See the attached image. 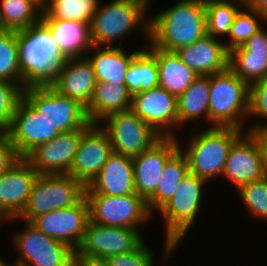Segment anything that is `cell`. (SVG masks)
<instances>
[{"label": "cell", "mask_w": 267, "mask_h": 266, "mask_svg": "<svg viewBox=\"0 0 267 266\" xmlns=\"http://www.w3.org/2000/svg\"><path fill=\"white\" fill-rule=\"evenodd\" d=\"M125 85L131 96L159 86L157 60L147 48L141 49L131 60L127 69Z\"/></svg>", "instance_id": "obj_31"}, {"label": "cell", "mask_w": 267, "mask_h": 266, "mask_svg": "<svg viewBox=\"0 0 267 266\" xmlns=\"http://www.w3.org/2000/svg\"><path fill=\"white\" fill-rule=\"evenodd\" d=\"M251 116L267 119V78L250 85L249 119ZM264 123L249 125V128L267 126L265 120Z\"/></svg>", "instance_id": "obj_39"}, {"label": "cell", "mask_w": 267, "mask_h": 266, "mask_svg": "<svg viewBox=\"0 0 267 266\" xmlns=\"http://www.w3.org/2000/svg\"><path fill=\"white\" fill-rule=\"evenodd\" d=\"M20 71L24 89L30 85L51 84L57 64L66 57L61 53L49 28L40 21L18 31Z\"/></svg>", "instance_id": "obj_2"}, {"label": "cell", "mask_w": 267, "mask_h": 266, "mask_svg": "<svg viewBox=\"0 0 267 266\" xmlns=\"http://www.w3.org/2000/svg\"><path fill=\"white\" fill-rule=\"evenodd\" d=\"M175 137H160L140 155L133 157L135 193L147 201L156 191L163 167L180 148Z\"/></svg>", "instance_id": "obj_18"}, {"label": "cell", "mask_w": 267, "mask_h": 266, "mask_svg": "<svg viewBox=\"0 0 267 266\" xmlns=\"http://www.w3.org/2000/svg\"><path fill=\"white\" fill-rule=\"evenodd\" d=\"M132 193H135L133 158L115 152L85 189V194L119 196Z\"/></svg>", "instance_id": "obj_22"}, {"label": "cell", "mask_w": 267, "mask_h": 266, "mask_svg": "<svg viewBox=\"0 0 267 266\" xmlns=\"http://www.w3.org/2000/svg\"><path fill=\"white\" fill-rule=\"evenodd\" d=\"M143 243L138 229L111 227L88 221L83 240L76 251L89 256L108 258L134 251Z\"/></svg>", "instance_id": "obj_14"}, {"label": "cell", "mask_w": 267, "mask_h": 266, "mask_svg": "<svg viewBox=\"0 0 267 266\" xmlns=\"http://www.w3.org/2000/svg\"><path fill=\"white\" fill-rule=\"evenodd\" d=\"M267 19L258 12L243 6L235 15L229 32V43L225 42L228 51L242 46L249 38L263 28L259 21Z\"/></svg>", "instance_id": "obj_36"}, {"label": "cell", "mask_w": 267, "mask_h": 266, "mask_svg": "<svg viewBox=\"0 0 267 266\" xmlns=\"http://www.w3.org/2000/svg\"><path fill=\"white\" fill-rule=\"evenodd\" d=\"M8 132L20 158H24L36 146L50 142L60 133L23 97L16 104Z\"/></svg>", "instance_id": "obj_15"}, {"label": "cell", "mask_w": 267, "mask_h": 266, "mask_svg": "<svg viewBox=\"0 0 267 266\" xmlns=\"http://www.w3.org/2000/svg\"><path fill=\"white\" fill-rule=\"evenodd\" d=\"M206 183V180L189 172L182 179L173 197L158 211L166 223L164 258L167 259L174 253L195 221L202 206V190Z\"/></svg>", "instance_id": "obj_6"}, {"label": "cell", "mask_w": 267, "mask_h": 266, "mask_svg": "<svg viewBox=\"0 0 267 266\" xmlns=\"http://www.w3.org/2000/svg\"><path fill=\"white\" fill-rule=\"evenodd\" d=\"M150 1L112 0L104 6H100L99 2L89 26L91 44L112 47L114 40H124L127 34L138 27L144 31L142 33L149 41L150 19L145 14Z\"/></svg>", "instance_id": "obj_3"}, {"label": "cell", "mask_w": 267, "mask_h": 266, "mask_svg": "<svg viewBox=\"0 0 267 266\" xmlns=\"http://www.w3.org/2000/svg\"><path fill=\"white\" fill-rule=\"evenodd\" d=\"M123 49L121 43L117 47L91 46L89 51L96 50V53L86 57L92 63L97 82H108L112 86L125 84L129 64L140 50L127 55Z\"/></svg>", "instance_id": "obj_24"}, {"label": "cell", "mask_w": 267, "mask_h": 266, "mask_svg": "<svg viewBox=\"0 0 267 266\" xmlns=\"http://www.w3.org/2000/svg\"><path fill=\"white\" fill-rule=\"evenodd\" d=\"M85 198L89 206V221L95 224L136 229L152 216L146 201L137 193L119 196L85 194Z\"/></svg>", "instance_id": "obj_9"}, {"label": "cell", "mask_w": 267, "mask_h": 266, "mask_svg": "<svg viewBox=\"0 0 267 266\" xmlns=\"http://www.w3.org/2000/svg\"><path fill=\"white\" fill-rule=\"evenodd\" d=\"M102 128L111 140L113 152L128 157L140 155L160 136L131 109L108 115Z\"/></svg>", "instance_id": "obj_11"}, {"label": "cell", "mask_w": 267, "mask_h": 266, "mask_svg": "<svg viewBox=\"0 0 267 266\" xmlns=\"http://www.w3.org/2000/svg\"><path fill=\"white\" fill-rule=\"evenodd\" d=\"M14 235L18 261L12 266H73L74 252L69 245L49 237L30 222Z\"/></svg>", "instance_id": "obj_10"}, {"label": "cell", "mask_w": 267, "mask_h": 266, "mask_svg": "<svg viewBox=\"0 0 267 266\" xmlns=\"http://www.w3.org/2000/svg\"><path fill=\"white\" fill-rule=\"evenodd\" d=\"M250 86L229 67L210 75L209 123L212 127L245 129L249 115Z\"/></svg>", "instance_id": "obj_4"}, {"label": "cell", "mask_w": 267, "mask_h": 266, "mask_svg": "<svg viewBox=\"0 0 267 266\" xmlns=\"http://www.w3.org/2000/svg\"><path fill=\"white\" fill-rule=\"evenodd\" d=\"M210 75H198L193 83L177 97L178 125L198 119L209 123Z\"/></svg>", "instance_id": "obj_29"}, {"label": "cell", "mask_w": 267, "mask_h": 266, "mask_svg": "<svg viewBox=\"0 0 267 266\" xmlns=\"http://www.w3.org/2000/svg\"><path fill=\"white\" fill-rule=\"evenodd\" d=\"M99 0H46L42 19L68 20L90 24Z\"/></svg>", "instance_id": "obj_32"}, {"label": "cell", "mask_w": 267, "mask_h": 266, "mask_svg": "<svg viewBox=\"0 0 267 266\" xmlns=\"http://www.w3.org/2000/svg\"><path fill=\"white\" fill-rule=\"evenodd\" d=\"M43 7L36 0H1L0 27L20 31L39 23Z\"/></svg>", "instance_id": "obj_30"}, {"label": "cell", "mask_w": 267, "mask_h": 266, "mask_svg": "<svg viewBox=\"0 0 267 266\" xmlns=\"http://www.w3.org/2000/svg\"><path fill=\"white\" fill-rule=\"evenodd\" d=\"M266 176L259 147L246 131L231 146L222 177L238 189L241 185L258 181Z\"/></svg>", "instance_id": "obj_21"}, {"label": "cell", "mask_w": 267, "mask_h": 266, "mask_svg": "<svg viewBox=\"0 0 267 266\" xmlns=\"http://www.w3.org/2000/svg\"><path fill=\"white\" fill-rule=\"evenodd\" d=\"M149 45L147 50L157 60L159 86L175 97H179L198 75L181 61L176 52L165 51Z\"/></svg>", "instance_id": "obj_25"}, {"label": "cell", "mask_w": 267, "mask_h": 266, "mask_svg": "<svg viewBox=\"0 0 267 266\" xmlns=\"http://www.w3.org/2000/svg\"><path fill=\"white\" fill-rule=\"evenodd\" d=\"M240 47L251 55L267 56V30L262 28Z\"/></svg>", "instance_id": "obj_42"}, {"label": "cell", "mask_w": 267, "mask_h": 266, "mask_svg": "<svg viewBox=\"0 0 267 266\" xmlns=\"http://www.w3.org/2000/svg\"><path fill=\"white\" fill-rule=\"evenodd\" d=\"M244 4L267 19V0H244Z\"/></svg>", "instance_id": "obj_45"}, {"label": "cell", "mask_w": 267, "mask_h": 266, "mask_svg": "<svg viewBox=\"0 0 267 266\" xmlns=\"http://www.w3.org/2000/svg\"><path fill=\"white\" fill-rule=\"evenodd\" d=\"M86 187L68 174L38 175L22 213L12 220L30 222L34 217L77 204Z\"/></svg>", "instance_id": "obj_8"}, {"label": "cell", "mask_w": 267, "mask_h": 266, "mask_svg": "<svg viewBox=\"0 0 267 266\" xmlns=\"http://www.w3.org/2000/svg\"><path fill=\"white\" fill-rule=\"evenodd\" d=\"M247 129H249L247 132L253 137L259 147L262 166L267 175V126L247 127Z\"/></svg>", "instance_id": "obj_43"}, {"label": "cell", "mask_w": 267, "mask_h": 266, "mask_svg": "<svg viewBox=\"0 0 267 266\" xmlns=\"http://www.w3.org/2000/svg\"><path fill=\"white\" fill-rule=\"evenodd\" d=\"M73 266H110L106 258L94 257L74 252Z\"/></svg>", "instance_id": "obj_44"}, {"label": "cell", "mask_w": 267, "mask_h": 266, "mask_svg": "<svg viewBox=\"0 0 267 266\" xmlns=\"http://www.w3.org/2000/svg\"><path fill=\"white\" fill-rule=\"evenodd\" d=\"M49 28L61 53L66 57L89 55L90 24L68 20L41 19Z\"/></svg>", "instance_id": "obj_26"}, {"label": "cell", "mask_w": 267, "mask_h": 266, "mask_svg": "<svg viewBox=\"0 0 267 266\" xmlns=\"http://www.w3.org/2000/svg\"><path fill=\"white\" fill-rule=\"evenodd\" d=\"M97 83L92 63L86 56L68 57L57 64L56 76L50 84L61 95L79 101L87 107Z\"/></svg>", "instance_id": "obj_20"}, {"label": "cell", "mask_w": 267, "mask_h": 266, "mask_svg": "<svg viewBox=\"0 0 267 266\" xmlns=\"http://www.w3.org/2000/svg\"><path fill=\"white\" fill-rule=\"evenodd\" d=\"M236 191L255 218L267 221V175L258 181L241 185Z\"/></svg>", "instance_id": "obj_37"}, {"label": "cell", "mask_w": 267, "mask_h": 266, "mask_svg": "<svg viewBox=\"0 0 267 266\" xmlns=\"http://www.w3.org/2000/svg\"><path fill=\"white\" fill-rule=\"evenodd\" d=\"M0 266H11L10 263H7L5 261H3L1 258H0Z\"/></svg>", "instance_id": "obj_47"}, {"label": "cell", "mask_w": 267, "mask_h": 266, "mask_svg": "<svg viewBox=\"0 0 267 266\" xmlns=\"http://www.w3.org/2000/svg\"><path fill=\"white\" fill-rule=\"evenodd\" d=\"M132 96L125 84L112 86L108 82H97L86 113L91 123H102L110 114L129 110Z\"/></svg>", "instance_id": "obj_27"}, {"label": "cell", "mask_w": 267, "mask_h": 266, "mask_svg": "<svg viewBox=\"0 0 267 266\" xmlns=\"http://www.w3.org/2000/svg\"><path fill=\"white\" fill-rule=\"evenodd\" d=\"M38 175L24 158L0 175V212L8 220L22 213Z\"/></svg>", "instance_id": "obj_19"}, {"label": "cell", "mask_w": 267, "mask_h": 266, "mask_svg": "<svg viewBox=\"0 0 267 266\" xmlns=\"http://www.w3.org/2000/svg\"><path fill=\"white\" fill-rule=\"evenodd\" d=\"M20 159L13 143L11 142L8 129L0 130V175L7 171Z\"/></svg>", "instance_id": "obj_41"}, {"label": "cell", "mask_w": 267, "mask_h": 266, "mask_svg": "<svg viewBox=\"0 0 267 266\" xmlns=\"http://www.w3.org/2000/svg\"><path fill=\"white\" fill-rule=\"evenodd\" d=\"M153 254L144 242L134 251L113 255L106 259L110 266H154L155 258Z\"/></svg>", "instance_id": "obj_40"}, {"label": "cell", "mask_w": 267, "mask_h": 266, "mask_svg": "<svg viewBox=\"0 0 267 266\" xmlns=\"http://www.w3.org/2000/svg\"><path fill=\"white\" fill-rule=\"evenodd\" d=\"M229 68L250 86L267 78V56L251 55L236 47L229 51Z\"/></svg>", "instance_id": "obj_35"}, {"label": "cell", "mask_w": 267, "mask_h": 266, "mask_svg": "<svg viewBox=\"0 0 267 266\" xmlns=\"http://www.w3.org/2000/svg\"><path fill=\"white\" fill-rule=\"evenodd\" d=\"M22 97V89L15 83L0 79V128L11 126L17 102Z\"/></svg>", "instance_id": "obj_38"}, {"label": "cell", "mask_w": 267, "mask_h": 266, "mask_svg": "<svg viewBox=\"0 0 267 266\" xmlns=\"http://www.w3.org/2000/svg\"><path fill=\"white\" fill-rule=\"evenodd\" d=\"M244 132L234 127H209L193 134L184 150L189 172L207 182L221 177L231 146Z\"/></svg>", "instance_id": "obj_5"}, {"label": "cell", "mask_w": 267, "mask_h": 266, "mask_svg": "<svg viewBox=\"0 0 267 266\" xmlns=\"http://www.w3.org/2000/svg\"><path fill=\"white\" fill-rule=\"evenodd\" d=\"M175 52L197 75H211L229 67V51L225 43L210 35Z\"/></svg>", "instance_id": "obj_23"}, {"label": "cell", "mask_w": 267, "mask_h": 266, "mask_svg": "<svg viewBox=\"0 0 267 266\" xmlns=\"http://www.w3.org/2000/svg\"><path fill=\"white\" fill-rule=\"evenodd\" d=\"M189 173V163L180 147L165 163L155 193L146 201L151 214L157 212L173 197L182 179ZM153 212V213H152Z\"/></svg>", "instance_id": "obj_28"}, {"label": "cell", "mask_w": 267, "mask_h": 266, "mask_svg": "<svg viewBox=\"0 0 267 266\" xmlns=\"http://www.w3.org/2000/svg\"><path fill=\"white\" fill-rule=\"evenodd\" d=\"M22 97L60 133L86 129L91 124L84 105L61 95L50 84L27 86Z\"/></svg>", "instance_id": "obj_7"}, {"label": "cell", "mask_w": 267, "mask_h": 266, "mask_svg": "<svg viewBox=\"0 0 267 266\" xmlns=\"http://www.w3.org/2000/svg\"><path fill=\"white\" fill-rule=\"evenodd\" d=\"M42 7L44 6L46 0H36Z\"/></svg>", "instance_id": "obj_48"}, {"label": "cell", "mask_w": 267, "mask_h": 266, "mask_svg": "<svg viewBox=\"0 0 267 266\" xmlns=\"http://www.w3.org/2000/svg\"><path fill=\"white\" fill-rule=\"evenodd\" d=\"M84 130L61 132L50 142L36 146L24 159L39 175L68 174Z\"/></svg>", "instance_id": "obj_16"}, {"label": "cell", "mask_w": 267, "mask_h": 266, "mask_svg": "<svg viewBox=\"0 0 267 266\" xmlns=\"http://www.w3.org/2000/svg\"><path fill=\"white\" fill-rule=\"evenodd\" d=\"M113 153L111 140L99 123H91L80 138L68 175L87 187Z\"/></svg>", "instance_id": "obj_17"}, {"label": "cell", "mask_w": 267, "mask_h": 266, "mask_svg": "<svg viewBox=\"0 0 267 266\" xmlns=\"http://www.w3.org/2000/svg\"><path fill=\"white\" fill-rule=\"evenodd\" d=\"M244 5V0H205L207 35L228 36L239 6Z\"/></svg>", "instance_id": "obj_33"}, {"label": "cell", "mask_w": 267, "mask_h": 266, "mask_svg": "<svg viewBox=\"0 0 267 266\" xmlns=\"http://www.w3.org/2000/svg\"><path fill=\"white\" fill-rule=\"evenodd\" d=\"M149 44L175 52L207 35L205 0H180L150 17Z\"/></svg>", "instance_id": "obj_1"}, {"label": "cell", "mask_w": 267, "mask_h": 266, "mask_svg": "<svg viewBox=\"0 0 267 266\" xmlns=\"http://www.w3.org/2000/svg\"><path fill=\"white\" fill-rule=\"evenodd\" d=\"M6 220L8 221V219L0 212V225L2 224V222H6Z\"/></svg>", "instance_id": "obj_46"}, {"label": "cell", "mask_w": 267, "mask_h": 266, "mask_svg": "<svg viewBox=\"0 0 267 266\" xmlns=\"http://www.w3.org/2000/svg\"><path fill=\"white\" fill-rule=\"evenodd\" d=\"M89 221V206L85 196L75 205L34 217L30 223L57 241L79 248Z\"/></svg>", "instance_id": "obj_12"}, {"label": "cell", "mask_w": 267, "mask_h": 266, "mask_svg": "<svg viewBox=\"0 0 267 266\" xmlns=\"http://www.w3.org/2000/svg\"><path fill=\"white\" fill-rule=\"evenodd\" d=\"M17 36L18 31L0 30V79L15 83L23 90Z\"/></svg>", "instance_id": "obj_34"}, {"label": "cell", "mask_w": 267, "mask_h": 266, "mask_svg": "<svg viewBox=\"0 0 267 266\" xmlns=\"http://www.w3.org/2000/svg\"><path fill=\"white\" fill-rule=\"evenodd\" d=\"M177 97L160 86L134 94L130 109L160 137H175L178 125Z\"/></svg>", "instance_id": "obj_13"}]
</instances>
